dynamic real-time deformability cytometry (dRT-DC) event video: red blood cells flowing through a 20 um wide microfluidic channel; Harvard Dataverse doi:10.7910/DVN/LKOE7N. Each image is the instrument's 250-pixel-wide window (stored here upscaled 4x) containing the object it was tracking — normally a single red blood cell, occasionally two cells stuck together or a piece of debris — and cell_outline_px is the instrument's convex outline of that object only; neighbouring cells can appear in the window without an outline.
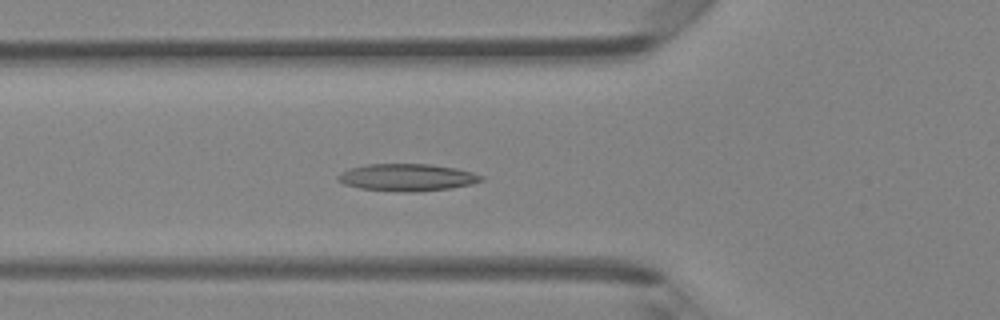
{"species": "Egyptian fruit bat (a non-hibernating species)", "species_latin": "Rousettus aegyptiacus", "temperature_condition": "room temperature", "stored_images_in_passage": 42, "camera_frame_rate_fps": 3000, "um_per_image_px": 0.085, "animal": {"sex": "female"}, "frame": {"image": 1, "passage_image": 11, "time_ms": 3.333, "image_size_px": [1000, 320], "cell_outline_px": [[484, 180], [472, 184], [452, 188], [412, 192], [404, 192], [360, 188], [344, 184], [336, 180], [336, 176], [340, 172], [348, 168], [364, 164], [428, 164], [456, 168], [472, 172], [484, 176]], "centroid_in_image_um": [34.58, 15.07], "position_along_channel_um": 91.2, "area_um2": 22.89}}
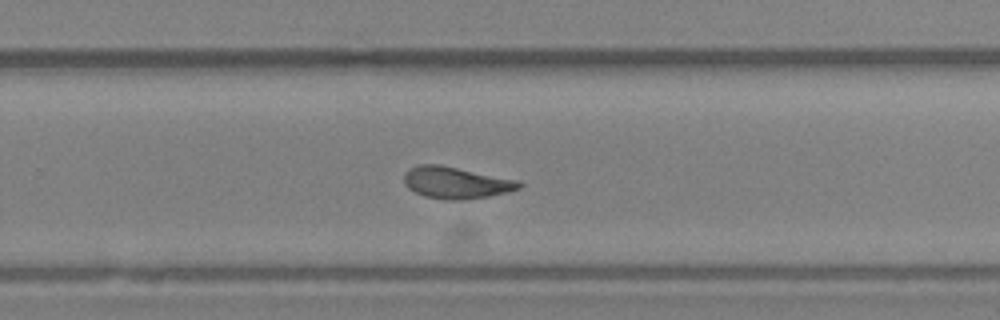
{"frame": {"image": 2, "passage_image": 25, "time_ms": 8.0, "image_size_px": [1000, 320], "cell_outline_px": [[524, 184], [520, 188], [508, 192], [488, 196], [464, 200], [444, 200], [424, 196], [408, 188], [404, 184], [404, 172], [408, 168], [420, 164], [440, 164], [520, 180]], "centroid_in_image_um": [38.77, 15.52], "position_along_channel_um": 291.0, "area_um2": 21.62}}
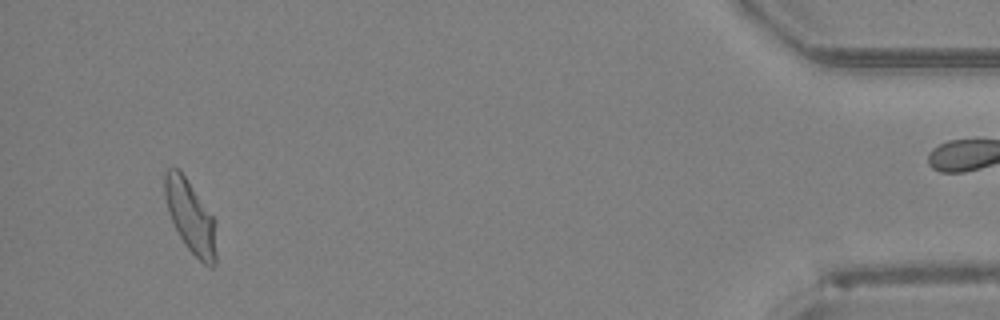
{"frame": {"image": 3, "passage_image": 39, "time_ms": 12.667, "image_size_px": [1000, 320], "cell_outline_px": [[216, 264], [212, 268], [204, 264], [188, 248], [180, 236], [168, 212], [164, 196], [164, 172], [168, 168], [176, 168], [184, 176], [216, 220]], "centroid_in_image_um": [16.21, 18.44], "position_along_channel_um": 419.0, "area_um2": 21.62}, "authors_computed_cell_mechanics": {"area_um2": 21.3282, "velocity_mm_per_s": 4.296, "shape_relaxation_time_tau1_ms": 7.5584, "shape_relaxation_time_tau2_ms": 1.8213, "deformation_change_tau1": 0.1977, "deformation_change_tau2": 0.0961}}